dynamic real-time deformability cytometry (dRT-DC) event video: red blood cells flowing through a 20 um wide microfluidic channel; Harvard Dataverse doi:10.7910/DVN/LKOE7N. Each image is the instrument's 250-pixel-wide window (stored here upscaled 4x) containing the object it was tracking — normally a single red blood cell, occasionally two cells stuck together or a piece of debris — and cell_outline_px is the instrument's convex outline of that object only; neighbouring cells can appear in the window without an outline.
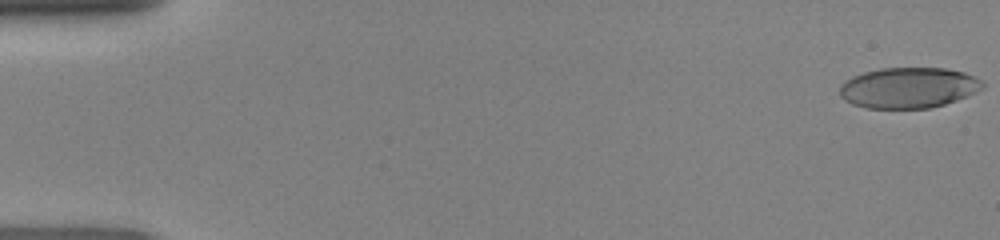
{"species": "human", "species_latin": "Homo sapiens", "temperature_condition": "room temperature", "stored_images_in_passage": 48, "camera_frame_rate_fps": 3000, "um_per_image_px": 0.085, "donor": {"sex": "female"}, "frame": {"image": 1, "passage_image": 1, "time_ms": 0.0, "image_size_px": [1000, 240], "cell_outline_px": [[984, 88], [976, 92], [956, 100], [944, 104], [928, 108], [868, 108], [852, 104], [844, 100], [840, 96], [840, 84], [844, 80], [852, 76], [864, 72], [880, 68], [944, 68], [964, 72], [984, 80]], "centroid_in_image_um": [77.22, 7.45], "position_along_channel_um": 7.8, "area_um2": 34.04}}
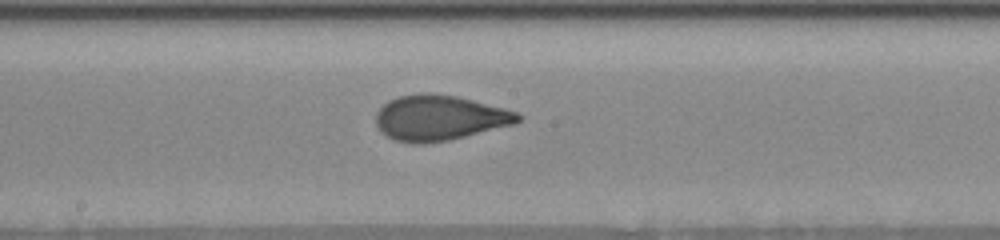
{"frame": {"image": 2, "passage_image": 26, "time_ms": 8.333, "image_size_px": [1000, 240], "cell_outline_px": [[524, 116], [516, 124], [448, 140], [424, 144], [412, 144], [396, 140], [380, 132], [376, 124], [376, 112], [388, 100], [400, 96], [420, 92], [432, 92], [456, 96], [504, 108], [516, 112]], "centroid_in_image_um": [37.34, 10.01], "position_along_channel_um": 210.9, "area_um2": 37.69}}
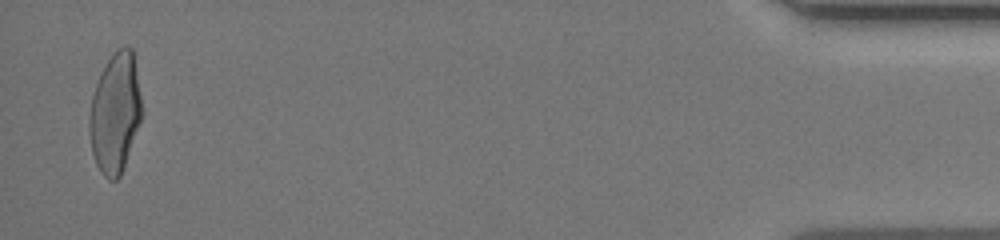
{"frame": {"image": 3, "passage_image": 47, "time_ms": 15.333, "image_size_px": [1000, 240], "cell_outline_px": [[140, 120], [120, 176], [116, 180], [108, 180], [100, 172], [96, 164], [92, 152], [88, 132], [88, 120], [92, 96], [96, 84], [104, 64], [124, 44], [128, 44], [132, 48], [140, 96]], "centroid_in_image_um": [9.74, 9.61], "position_along_channel_um": 425.5, "area_um2": 36.07}}